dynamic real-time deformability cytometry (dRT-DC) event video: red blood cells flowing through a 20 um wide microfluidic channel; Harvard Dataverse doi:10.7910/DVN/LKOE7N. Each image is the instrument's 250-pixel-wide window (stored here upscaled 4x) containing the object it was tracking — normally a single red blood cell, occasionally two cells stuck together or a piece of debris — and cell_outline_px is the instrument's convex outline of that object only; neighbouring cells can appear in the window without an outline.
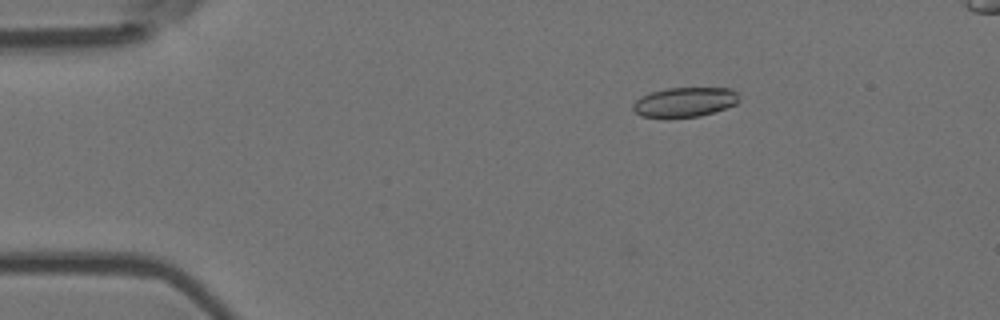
{"species": "Egyptian fruit bat (a non-hibernating species)", "species_latin": "Rousettus aegyptiacus", "temperature_condition": "room temperature", "stored_images_in_passage": 6, "camera_frame_rate_fps": 3000, "um_per_image_px": 0.085, "animal": {"sex": "female"}, "frame": {"image": 1, "passage_image": 3, "time_ms": 0.667, "image_size_px": [1000, 320], "cell_outline_px": [[740, 100], [736, 104], [700, 116], [640, 116], [632, 108], [632, 104], [640, 96], [652, 92], [668, 88], [728, 88], [736, 92]], "centroid_in_image_um": [58.2, 8.65], "position_along_channel_um": 26.8, "area_um2": 17.86}}